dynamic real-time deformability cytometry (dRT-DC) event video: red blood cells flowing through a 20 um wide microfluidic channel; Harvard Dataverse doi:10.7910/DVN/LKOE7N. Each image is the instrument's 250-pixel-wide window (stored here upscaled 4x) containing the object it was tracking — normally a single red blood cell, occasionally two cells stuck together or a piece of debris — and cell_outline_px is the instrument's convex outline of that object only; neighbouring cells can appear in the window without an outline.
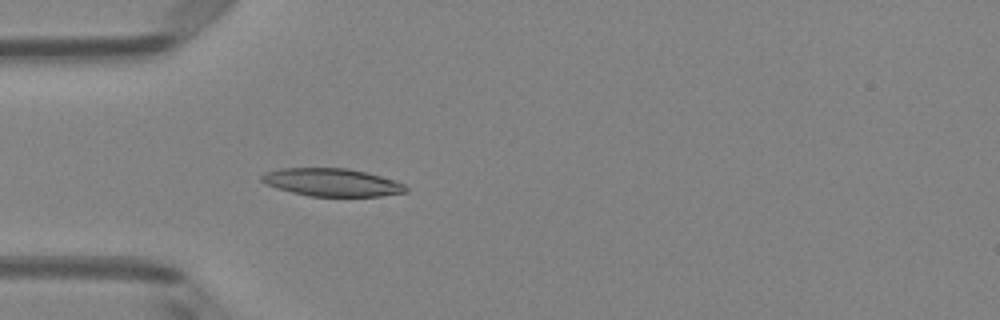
{"species": "Egyptian fruit bat (a non-hibernating species)", "species_latin": "Rousettus aegyptiacus", "temperature_condition": "room temperature", "stored_images_in_passage": 38, "camera_frame_rate_fps": 3000, "um_per_image_px": 0.085, "animal": {"sex": "female"}, "frame": {"image": 1, "passage_image": 6, "time_ms": 1.667, "image_size_px": [1000, 320], "cell_outline_px": [[408, 192], [380, 196], [308, 196], [276, 188], [260, 180], [260, 176], [264, 172], [280, 168], [348, 168], [380, 176], [404, 184], [408, 188]], "centroid_in_image_um": [28.19, 15.5], "position_along_channel_um": 56.8, "area_um2": 23.29}}
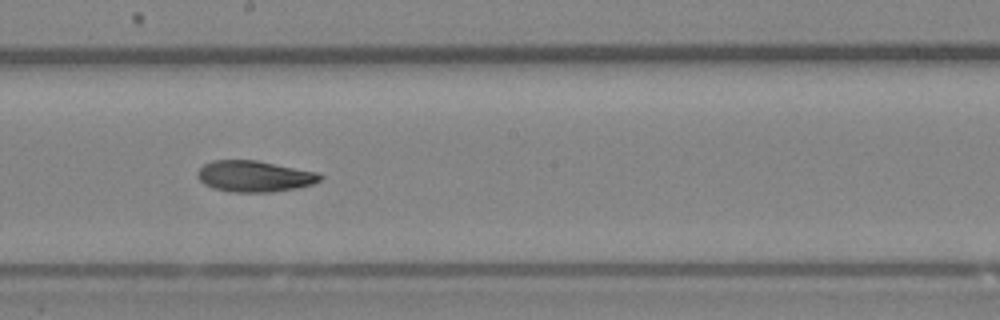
{"frame": {"image": 2, "passage_image": 19, "time_ms": 6.0, "image_size_px": [1000, 320], "cell_outline_px": [[324, 176], [320, 180], [312, 184], [296, 188], [272, 192], [232, 192], [212, 188], [204, 184], [196, 176], [196, 172], [204, 164], [212, 160], [256, 160], [320, 172]], "centroid_in_image_um": [21.63, 14.98], "position_along_channel_um": 226.6, "area_um2": 22.48}}
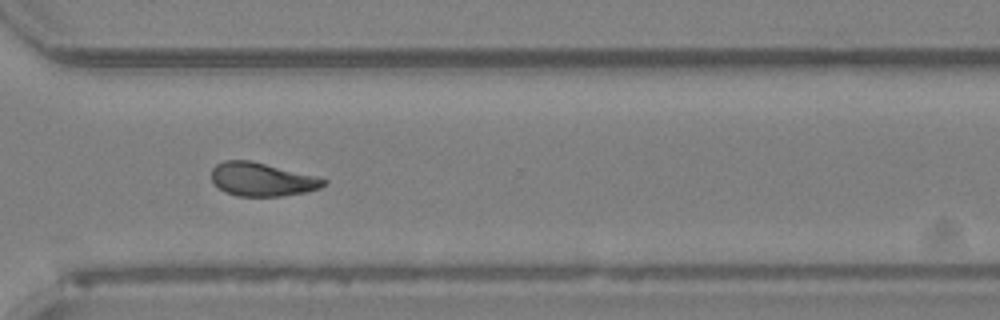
{"frame": {"image": 3, "passage_image": 28, "time_ms": 9.0, "image_size_px": [1000, 320], "cell_outline_px": [[328, 180], [320, 188], [304, 192], [280, 196], [236, 196], [224, 192], [212, 180], [212, 168], [216, 164], [224, 160], [248, 160], [316, 176]], "centroid_in_image_um": [22.24, 15.25], "position_along_channel_um": 348.4, "area_um2": 21.62}, "authors_computed_cell_mechanics": {"area_um2": 22.2241, "velocity_mm_per_s": 4.0473, "shape_relaxation_time_tau1_ms": null, "shape_relaxation_time_tau2_ms": 6.3493, "deformation_change_tau1": null, "deformation_change_tau2": 0.138}}